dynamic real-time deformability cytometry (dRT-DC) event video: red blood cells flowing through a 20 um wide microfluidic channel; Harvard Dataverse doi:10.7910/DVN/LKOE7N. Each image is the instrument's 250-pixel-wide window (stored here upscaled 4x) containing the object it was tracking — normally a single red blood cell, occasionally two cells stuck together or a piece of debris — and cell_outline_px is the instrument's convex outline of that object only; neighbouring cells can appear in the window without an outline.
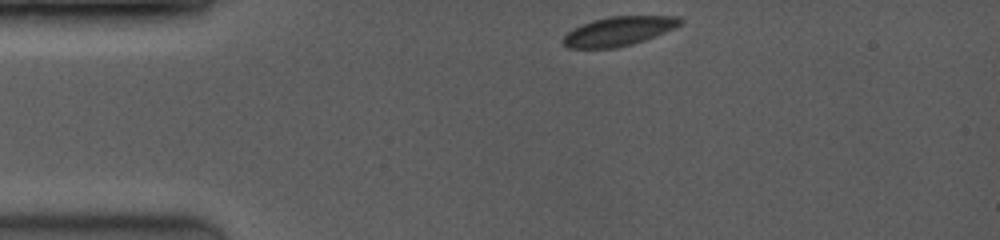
{"species": "common noctule bat (a hibernating species)", "species_latin": "Nyctalus noctula", "temperature_condition": "room temperature", "stored_images_in_passage": 22, "camera_frame_rate_fps": 3500, "um_per_image_px": 0.085, "animal": {"sex": "female", "body_mass_g": 19.0, "forearm_length_mm": 53.3}, "frame": {"image": 1, "passage_image": 1, "time_ms": 0.0, "image_size_px": [1000, 240], "cell_outline_px": [[684, 20], [680, 24], [664, 32], [644, 40], [632, 44], [616, 48], [568, 48], [560, 40], [572, 28], [592, 20], [608, 16], [680, 16]], "centroid_in_image_um": [52.54, 2.64], "position_along_channel_um": 32.5, "area_um2": 19.88}}
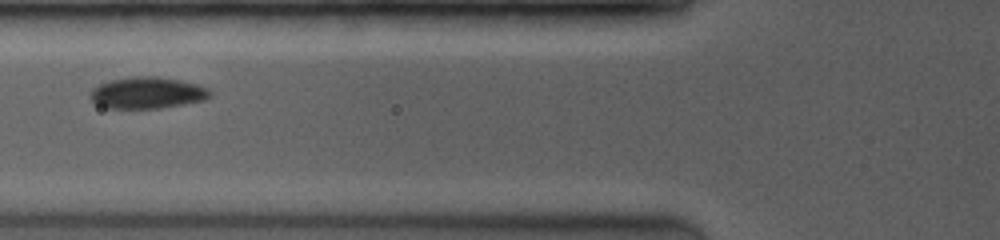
{"frame": {"image": 2, "passage_image": 9, "time_ms": 3.143, "image_size_px": [1000, 240], "cell_outline_px": [[212, 96], [204, 100], [184, 104], [160, 108], [108, 108], [96, 104], [92, 100], [92, 88], [108, 80], [136, 76], [156, 76], [180, 80], [196, 84], [208, 88], [212, 92]], "centroid_in_image_um": [12.55, 7.88], "position_along_channel_um": 113.2, "area_um2": 21.96}}
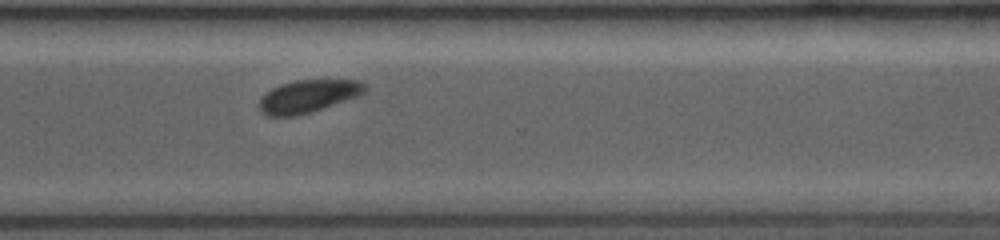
{"frame": {"image": 3, "passage_image": 22, "time_ms": 8.857, "image_size_px": [1000, 240], "cell_outline_px": [[368, 92], [312, 112], [296, 116], [268, 116], [260, 112], [260, 100], [272, 88], [280, 84], [296, 80], [356, 80], [364, 84], [368, 88]], "centroid_in_image_um": [26.21, 8.18], "position_along_channel_um": 344.4, "area_um2": 20.0}}